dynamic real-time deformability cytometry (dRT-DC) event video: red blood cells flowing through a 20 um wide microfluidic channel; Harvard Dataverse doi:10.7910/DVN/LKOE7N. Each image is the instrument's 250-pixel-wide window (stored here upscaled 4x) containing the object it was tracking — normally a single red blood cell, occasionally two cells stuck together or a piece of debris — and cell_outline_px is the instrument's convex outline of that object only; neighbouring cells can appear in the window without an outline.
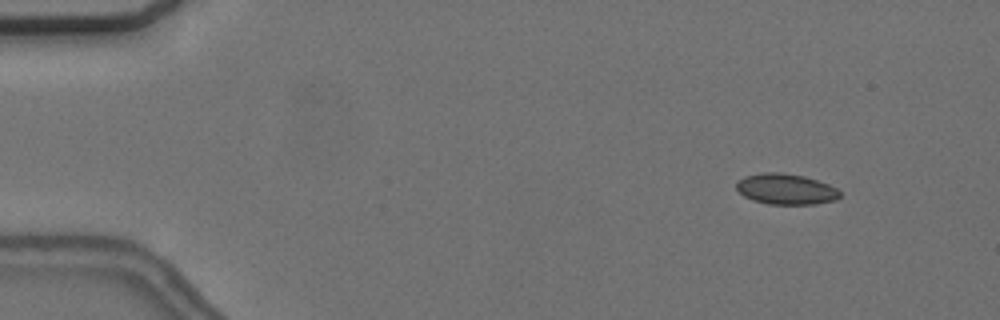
{"species": "common noctule bat (a hibernating species)", "species_latin": "Nyctalus noctula", "temperature_condition": "cold", "stored_images_in_passage": 5, "camera_frame_rate_fps": 3000, "um_per_image_px": 0.085, "animal": {"sex": "female", "body_mass_g": 24.6, "forearm_length_mm": 56.2}, "frame": {"image": 1, "passage_image": 2, "time_ms": 1.333, "image_size_px": [1000, 320], "cell_outline_px": [[840, 196], [836, 200], [816, 204], [768, 204], [752, 200], [744, 196], [736, 188], [736, 180], [744, 176], [760, 172], [784, 172], [804, 176], [828, 184], [836, 188], [840, 192]], "centroid_in_image_um": [66.77, 16.06], "position_along_channel_um": 18.2, "area_um2": 18.73}}
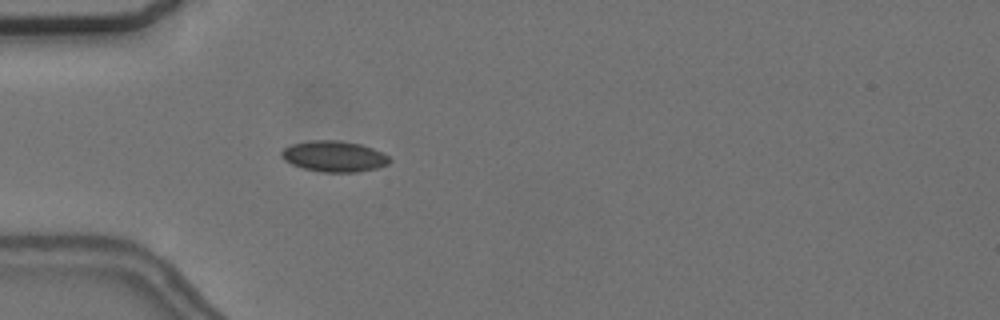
{"frame": {"image": 2, "passage_image": 5, "time_ms": 5.0, "image_size_px": [1000, 320], "cell_outline_px": [[392, 160], [388, 164], [376, 168], [356, 172], [324, 172], [304, 168], [292, 164], [284, 160], [280, 156], [280, 152], [284, 148], [292, 144], [308, 140], [340, 140], [360, 144], [384, 152]], "centroid_in_image_um": [28.4, 13.28], "position_along_channel_um": 56.6, "area_um2": 19.54}}